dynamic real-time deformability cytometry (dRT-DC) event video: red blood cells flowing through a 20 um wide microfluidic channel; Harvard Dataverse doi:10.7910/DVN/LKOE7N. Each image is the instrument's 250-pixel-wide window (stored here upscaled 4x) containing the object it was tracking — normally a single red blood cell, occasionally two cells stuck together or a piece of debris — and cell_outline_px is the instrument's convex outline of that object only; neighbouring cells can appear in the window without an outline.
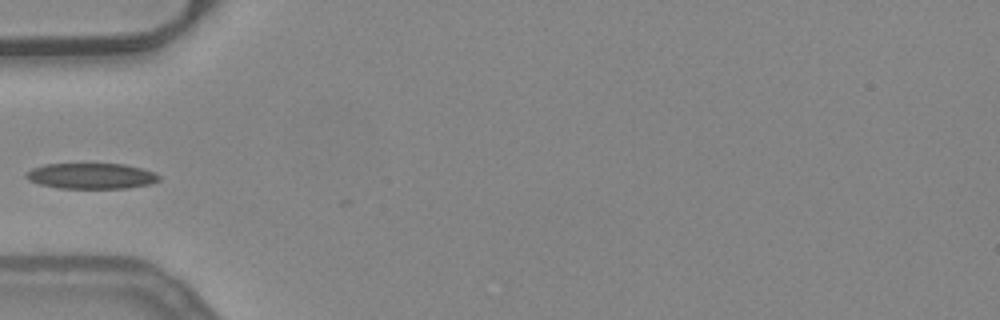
{"species": "common noctule bat (a hibernating species)", "species_latin": "Nyctalus noctula", "temperature_condition": "warm", "stored_images_in_passage": 3, "camera_frame_rate_fps": 3000, "um_per_image_px": 0.085, "animal": {"sex": "female", "body_mass_g": 24.6, "forearm_length_mm": 56.2}, "frame": {"image": 1, "passage_image": 1, "time_ms": 0.0, "image_size_px": [1000, 320], "cell_outline_px": [[160, 180], [148, 184], [128, 188], [56, 188], [40, 184], [28, 180], [24, 176], [32, 168], [44, 164], [124, 164], [140, 168], [152, 172], [160, 176]], "centroid_in_image_um": [7.72, 14.96], "position_along_channel_um": 77.3, "area_um2": 19.77}}